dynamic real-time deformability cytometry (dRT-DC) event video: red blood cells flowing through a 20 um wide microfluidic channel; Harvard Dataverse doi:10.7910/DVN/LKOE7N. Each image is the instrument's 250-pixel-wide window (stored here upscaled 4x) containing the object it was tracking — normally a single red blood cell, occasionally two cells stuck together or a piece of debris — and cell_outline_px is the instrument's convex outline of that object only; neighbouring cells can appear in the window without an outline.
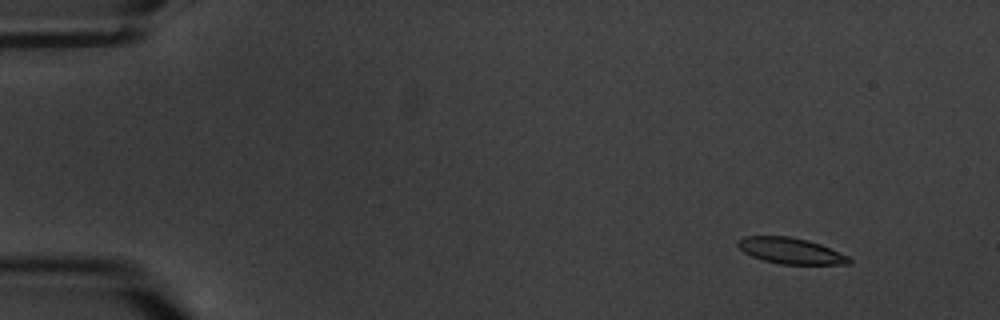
{"species": "common noctule bat (a hibernating species)", "species_latin": "Nyctalus noctula", "temperature_condition": "warm", "stored_images_in_passage": 7, "camera_frame_rate_fps": 3000, "um_per_image_px": 0.085, "animal": {"sex": "male", "body_mass_g": 20.1, "forearm_length_mm": 53.5}, "frame": {"image": 1, "passage_image": 1, "time_ms": 0.0, "image_size_px": [1000, 320], "cell_outline_px": [[852, 264], [780, 264], [764, 260], [752, 256], [744, 252], [736, 244], [736, 240], [744, 236], [792, 236], [808, 240], [820, 244], [848, 256], [852, 260]], "centroid_in_image_um": [67.19, 21.31], "position_along_channel_um": 17.8, "area_um2": 16.88}}
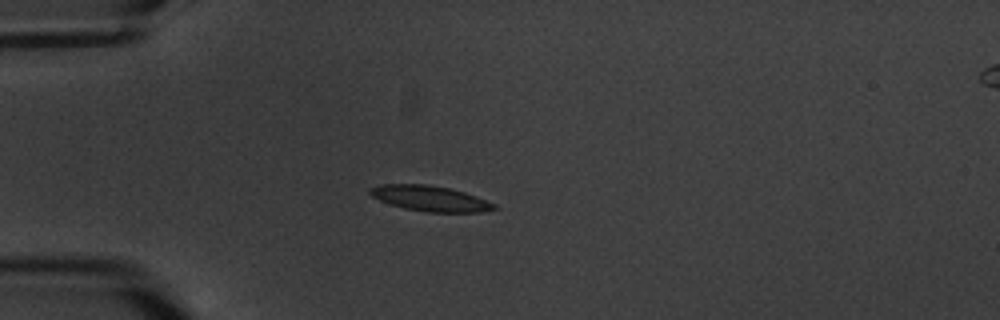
{"frame": {"image": 2, "passage_image": 4, "time_ms": 3.667, "image_size_px": [1000, 320], "cell_outline_px": [[496, 208], [480, 212], [428, 212], [404, 208], [388, 204], [372, 196], [368, 192], [368, 188], [380, 184], [428, 184], [448, 188], [464, 192], [476, 196], [496, 204]], "centroid_in_image_um": [36.51, 16.86], "position_along_channel_um": 48.5, "area_um2": 18.38}}